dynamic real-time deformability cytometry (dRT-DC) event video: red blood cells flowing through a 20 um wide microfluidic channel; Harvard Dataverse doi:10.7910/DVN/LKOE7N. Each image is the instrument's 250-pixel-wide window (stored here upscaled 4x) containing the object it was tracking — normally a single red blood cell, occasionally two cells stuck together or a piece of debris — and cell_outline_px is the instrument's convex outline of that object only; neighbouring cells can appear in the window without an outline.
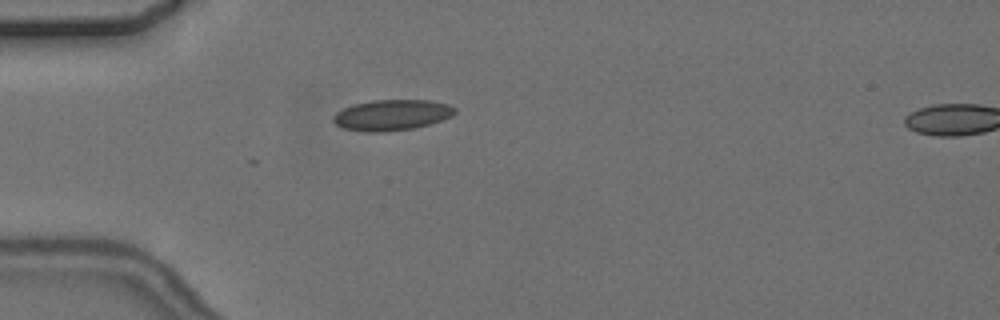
{"species": "common noctule bat (a hibernating species)", "species_latin": "Nyctalus noctula", "temperature_condition": "cold", "stored_images_in_passage": 2, "camera_frame_rate_fps": 3000, "um_per_image_px": 0.085, "animal": {"sex": "female", "body_mass_g": 24.6, "forearm_length_mm": 56.2}, "frame": {"image": 1, "passage_image": 1, "time_ms": 0.0, "image_size_px": [1000, 320], "cell_outline_px": [[456, 112], [452, 116], [416, 128], [384, 132], [364, 132], [340, 128], [332, 120], [332, 116], [336, 112], [352, 104], [372, 100], [428, 100], [448, 104], [456, 108]], "centroid_in_image_um": [33.26, 9.78], "position_along_channel_um": 51.7, "area_um2": 22.02}}